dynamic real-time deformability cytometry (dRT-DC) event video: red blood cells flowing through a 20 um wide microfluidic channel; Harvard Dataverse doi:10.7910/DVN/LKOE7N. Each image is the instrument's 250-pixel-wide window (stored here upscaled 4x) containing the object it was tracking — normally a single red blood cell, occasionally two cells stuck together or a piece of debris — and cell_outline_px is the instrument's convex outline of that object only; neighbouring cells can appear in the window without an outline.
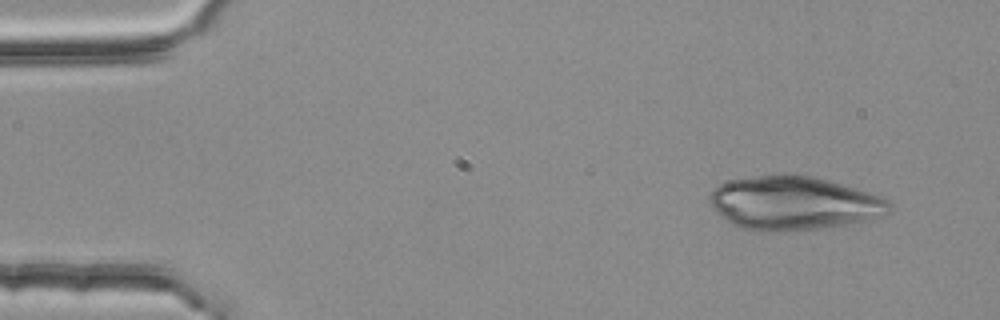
{"species": "common noctule bat (a hibernating species)", "species_latin": "Nyctalus noctula", "temperature_condition": "room temperature", "stored_images_in_passage": 3, "camera_frame_rate_fps": 3000, "um_per_image_px": 0.085, "animal": {"sex": "female", "body_mass_g": 25.1}, "frame": {"image": 1, "passage_image": 1, "time_ms": 0.0, "image_size_px": [1000, 320], "cell_outline_px": [[892, 208], [884, 216], [868, 220], [848, 224], [816, 228], [776, 232], [764, 232], [740, 228], [732, 224], [720, 216], [712, 208], [708, 200], [708, 196], [720, 184], [728, 180], [776, 172], [792, 172], [812, 176], [828, 180], [868, 192], [880, 196], [888, 200], [892, 204]], "centroid_in_image_um": [67.43, 17.24], "position_along_channel_um": 17.6, "area_um2": 57.05}}